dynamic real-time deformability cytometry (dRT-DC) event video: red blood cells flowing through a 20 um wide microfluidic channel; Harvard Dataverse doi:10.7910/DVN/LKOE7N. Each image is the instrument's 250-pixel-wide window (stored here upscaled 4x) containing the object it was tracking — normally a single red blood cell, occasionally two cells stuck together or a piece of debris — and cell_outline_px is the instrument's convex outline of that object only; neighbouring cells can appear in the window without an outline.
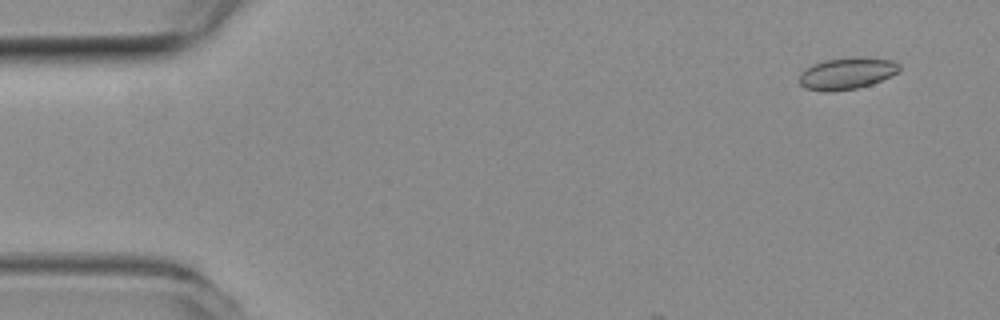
{"species": "common noctule bat (a hibernating species)", "species_latin": "Nyctalus noctula", "temperature_condition": "room temperature", "stored_images_in_passage": 9, "camera_frame_rate_fps": 3000, "um_per_image_px": 0.085, "animal": {"sex": "female", "body_mass_g": 19.3, "forearm_length_mm": 54.1}, "frame": {"image": 1, "passage_image": 3, "time_ms": 0.667, "image_size_px": [1000, 320], "cell_outline_px": [[900, 68], [896, 72], [872, 84], [856, 88], [804, 88], [800, 84], [800, 76], [808, 68], [824, 60], [852, 56], [892, 60], [900, 64]], "centroid_in_image_um": [72.06, 6.17], "position_along_channel_um": 12.9, "area_um2": 17.4}}